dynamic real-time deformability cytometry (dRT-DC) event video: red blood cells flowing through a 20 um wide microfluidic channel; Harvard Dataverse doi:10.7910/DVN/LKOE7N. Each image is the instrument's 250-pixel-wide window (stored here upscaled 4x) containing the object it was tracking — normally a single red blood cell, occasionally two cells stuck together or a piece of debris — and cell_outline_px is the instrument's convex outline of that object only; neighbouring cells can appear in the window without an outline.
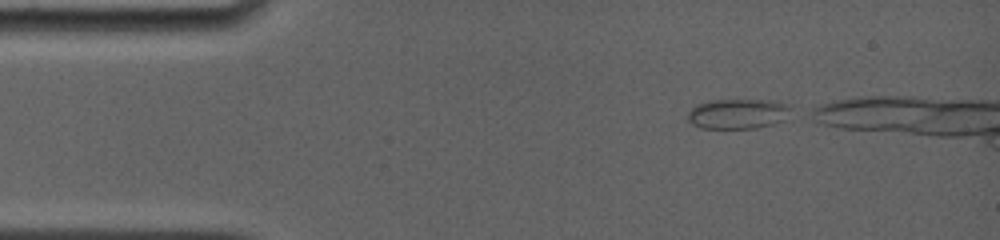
{"species": "common noctule bat (a hibernating species)", "species_latin": "Nyctalus noctula", "temperature_condition": "room temperature", "stored_images_in_passage": 36, "camera_frame_rate_fps": 4000, "um_per_image_px": 0.085, "animal": {"sex": "female", "body_mass_g": 19.0, "forearm_length_mm": 56.7}, "frame": {"image": 1, "passage_image": 1, "time_ms": 0.0, "image_size_px": [1000, 240], "cell_outline_px": [[792, 108], [784, 120], [772, 124], [756, 128], [700, 128], [692, 124], [688, 120], [688, 112], [696, 104], [708, 100], [776, 100], [792, 104]], "centroid_in_image_um": [62.75, 9.65], "position_along_channel_um": 22.3, "area_um2": 18.32}}
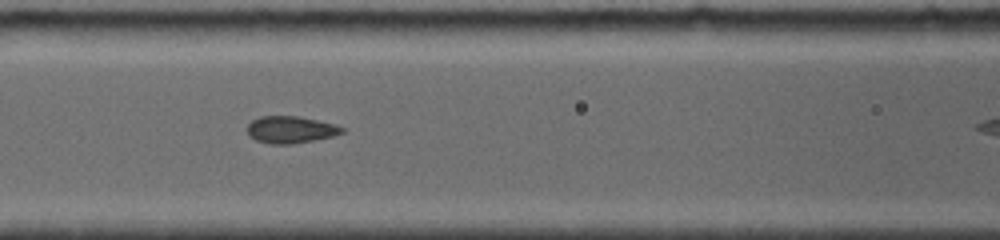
{"frame": {"image": 2, "passage_image": 18, "time_ms": 4.75, "image_size_px": [1000, 240], "cell_outline_px": [[344, 132], [332, 136], [292, 144], [272, 144], [256, 140], [248, 136], [244, 128], [252, 120], [260, 116], [300, 116], [336, 124], [344, 128]], "centroid_in_image_um": [24.65, 11.01], "position_along_channel_um": 141.9, "area_um2": 15.09}}
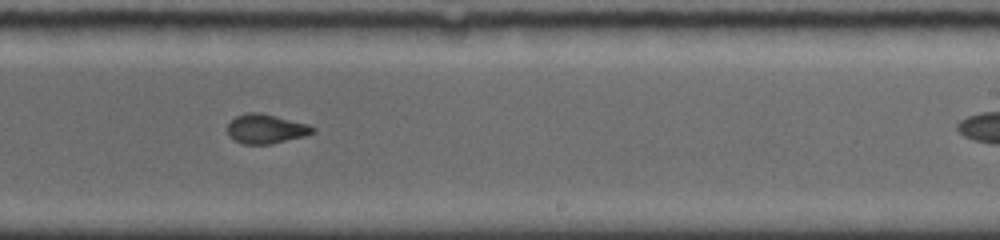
{"frame": {"image": 3, "passage_image": 31, "time_ms": 8.0, "image_size_px": [1000, 240], "cell_outline_px": [[316, 132], [304, 136], [272, 144], [244, 144], [228, 136], [228, 124], [236, 116], [248, 112], [260, 112], [308, 124], [316, 128]], "centroid_in_image_um": [22.62, 10.95], "position_along_channel_um": 266.4, "area_um2": 14.57}}